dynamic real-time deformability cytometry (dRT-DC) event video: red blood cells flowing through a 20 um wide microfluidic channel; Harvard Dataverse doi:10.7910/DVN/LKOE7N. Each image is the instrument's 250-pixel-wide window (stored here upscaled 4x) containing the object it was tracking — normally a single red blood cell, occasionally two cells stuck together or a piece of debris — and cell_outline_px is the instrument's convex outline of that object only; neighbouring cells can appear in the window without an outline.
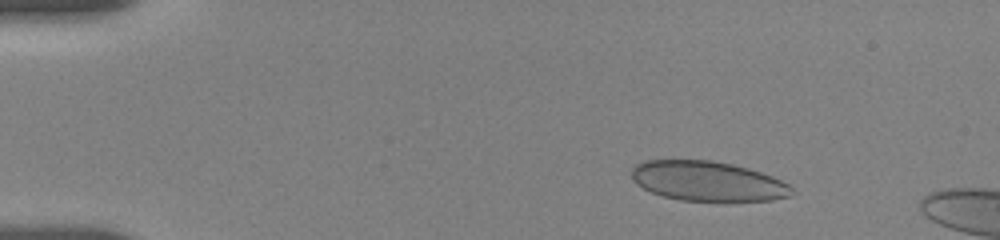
{"species": "human", "species_latin": "Homo sapiens", "temperature_condition": "room temperature", "stored_images_in_passage": 8, "camera_frame_rate_fps": 3000, "um_per_image_px": 0.085, "donor": {"sex": "female"}, "frame": {"image": 1, "passage_image": 5, "time_ms": 2.333, "image_size_px": [1000, 240], "cell_outline_px": [[796, 192], [792, 196], [772, 200], [680, 200], [664, 196], [652, 192], [636, 184], [632, 180], [632, 168], [636, 164], [644, 160], [712, 160], [732, 164], [748, 168], [772, 176], [788, 184]], "centroid_in_image_um": [60.15, 15.39], "position_along_channel_um": 24.8, "area_um2": 36.99}}